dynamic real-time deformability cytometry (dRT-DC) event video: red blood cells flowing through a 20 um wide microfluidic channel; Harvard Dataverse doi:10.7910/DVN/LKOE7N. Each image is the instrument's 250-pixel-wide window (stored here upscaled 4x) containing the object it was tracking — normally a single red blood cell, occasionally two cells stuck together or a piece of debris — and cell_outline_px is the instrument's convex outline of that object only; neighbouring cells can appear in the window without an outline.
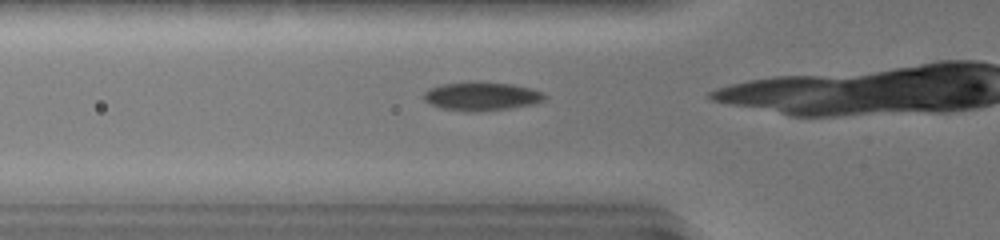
{"species": "common noctule bat (a hibernating species)", "species_latin": "Nyctalus noctula", "temperature_condition": "warm", "stored_images_in_passage": 18, "camera_frame_rate_fps": 3000, "um_per_image_px": 0.085, "animal": {"sex": "female", "body_mass_g": 19.0, "forearm_length_mm": 51.5}, "frame": {"image": 1, "passage_image": 12, "time_ms": 3.667, "image_size_px": [1000, 240], "cell_outline_px": [[548, 96], [544, 100], [536, 104], [512, 108], [480, 112], [464, 112], [440, 108], [424, 100], [424, 92], [428, 88], [440, 84], [476, 80], [480, 80], [512, 84], [532, 88], [544, 92]], "centroid_in_image_um": [40.96, 8.17], "position_along_channel_um": 84.8, "area_um2": 20.98}}